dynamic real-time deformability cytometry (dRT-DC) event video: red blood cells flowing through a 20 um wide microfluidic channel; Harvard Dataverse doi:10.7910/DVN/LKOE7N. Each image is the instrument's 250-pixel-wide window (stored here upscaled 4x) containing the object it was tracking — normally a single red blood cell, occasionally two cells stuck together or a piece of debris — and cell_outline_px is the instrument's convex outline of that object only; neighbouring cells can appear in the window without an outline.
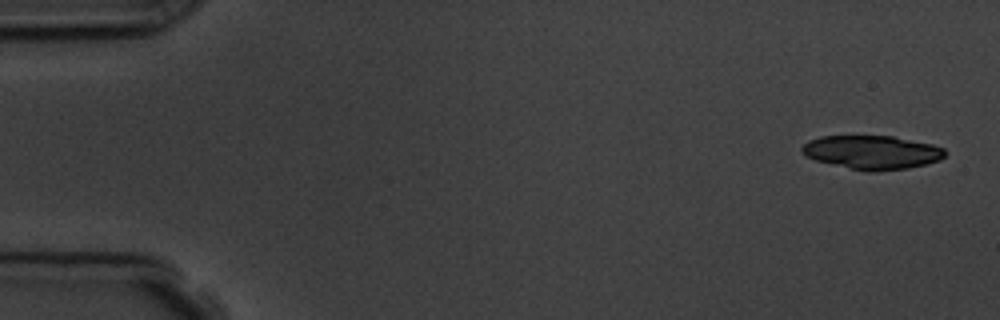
{"species": "common noctule bat (a hibernating species)", "species_latin": "Nyctalus noctula", "temperature_condition": "room temperature", "stored_images_in_passage": 7, "camera_frame_rate_fps": 3000, "um_per_image_px": 0.085, "animal": {"sex": "male", "body_mass_g": 19.5, "forearm_length_mm": 54.6}, "frame": {"image": 1, "passage_image": 1, "time_ms": 0.0, "image_size_px": [1000, 320], "cell_outline_px": [[948, 152], [940, 160], [908, 168], [872, 172], [868, 172], [816, 160], [808, 156], [800, 148], [808, 140], [820, 136], [892, 136], [932, 144], [944, 148]], "centroid_in_image_um": [74.16, 12.94], "position_along_channel_um": 10.8, "area_um2": 27.92}}
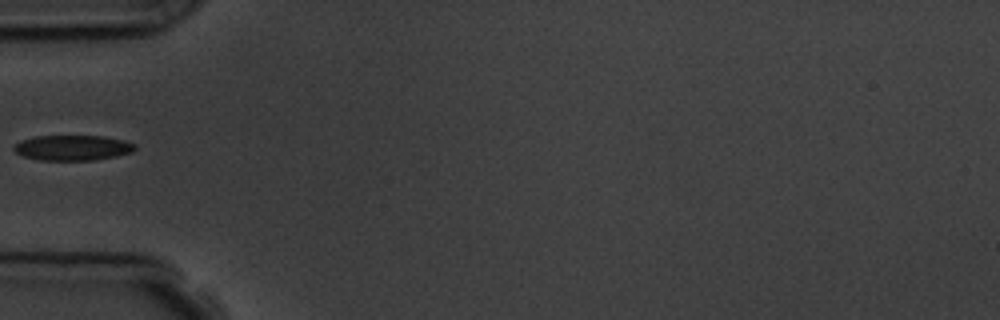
{"frame": {"image": 2, "passage_image": 6, "time_ms": 5.667, "image_size_px": [1000, 320], "cell_outline_px": [[136, 148], [132, 152], [116, 156], [92, 160], [40, 160], [24, 156], [16, 152], [12, 148], [12, 144], [20, 140], [36, 136], [104, 136], [124, 140], [136, 144]], "centroid_in_image_um": [6.16, 12.55], "position_along_channel_um": 78.8, "area_um2": 17.92}}